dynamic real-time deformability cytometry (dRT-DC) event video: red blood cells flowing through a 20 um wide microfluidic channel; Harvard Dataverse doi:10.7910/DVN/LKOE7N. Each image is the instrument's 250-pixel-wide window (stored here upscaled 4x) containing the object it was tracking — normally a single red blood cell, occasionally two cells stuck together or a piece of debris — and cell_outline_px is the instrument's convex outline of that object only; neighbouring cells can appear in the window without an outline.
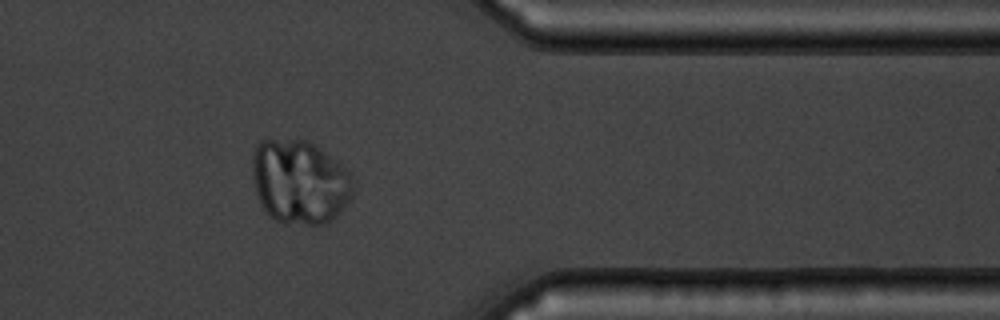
{"species": "common noctule bat (a hibernating species)", "species_latin": "Nyctalus noctula", "temperature_condition": "warm", "stored_images_in_passage": 53, "camera_frame_rate_fps": 3000, "um_per_image_px": 0.085, "animal": {"sex": "male", "body_mass_g": 19.5, "forearm_length_mm": 54.6}, "frame": {"image": 1, "passage_image": 44, "time_ms": 14.333, "image_size_px": [1000, 320], "cell_outline_px": [[356, 180], [352, 196], [340, 212], [332, 220], [324, 224], [308, 224], [276, 220], [268, 216], [264, 212], [260, 204], [256, 192], [252, 172], [252, 152], [256, 144], [260, 140], [308, 140], [320, 148], [348, 168]], "centroid_in_image_um": [25.5, 15.44], "position_along_channel_um": 385.9, "area_um2": 50.0}}